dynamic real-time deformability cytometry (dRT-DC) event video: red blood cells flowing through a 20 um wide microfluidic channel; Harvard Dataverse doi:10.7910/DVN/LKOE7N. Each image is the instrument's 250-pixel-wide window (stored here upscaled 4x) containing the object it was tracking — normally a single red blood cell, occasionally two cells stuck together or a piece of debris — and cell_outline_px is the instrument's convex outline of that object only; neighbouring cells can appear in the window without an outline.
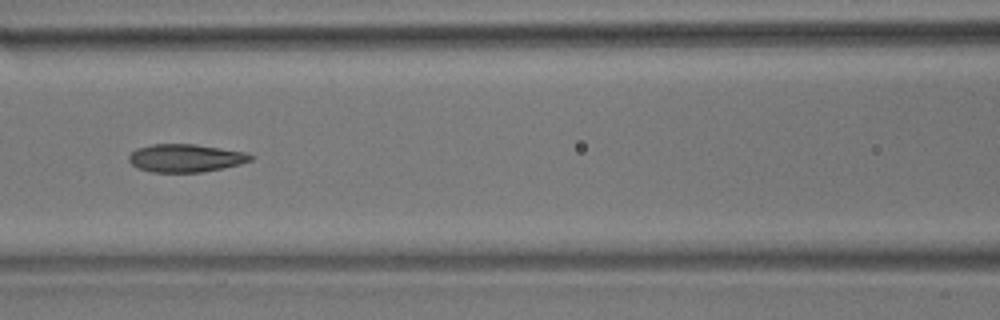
{"species": "common noctule bat (a hibernating species)", "species_latin": "Nyctalus noctula", "temperature_condition": "room temperature", "stored_images_in_passage": 53, "camera_frame_rate_fps": 3000, "um_per_image_px": 0.085, "animal": {"sex": "male", "body_mass_g": 17.9}, "frame": {"image": 1, "passage_image": 23, "time_ms": 7.333, "image_size_px": [1000, 320], "cell_outline_px": [[256, 156], [252, 160], [240, 164], [204, 172], [152, 172], [136, 168], [128, 160], [128, 156], [136, 148], [152, 144], [196, 144], [244, 152]], "centroid_in_image_um": [15.76, 13.43], "position_along_channel_um": 150.8, "area_um2": 19.94}, "authors_computed_cell_mechanics": {"area_um2": 20.4034, "velocity_mm_per_s": 3.7025, "shape_relaxation_time_tau1_ms": null, "shape_relaxation_time_tau2_ms": 1.953, "deformation_change_tau1": null, "deformation_change_tau2": 0.09}}